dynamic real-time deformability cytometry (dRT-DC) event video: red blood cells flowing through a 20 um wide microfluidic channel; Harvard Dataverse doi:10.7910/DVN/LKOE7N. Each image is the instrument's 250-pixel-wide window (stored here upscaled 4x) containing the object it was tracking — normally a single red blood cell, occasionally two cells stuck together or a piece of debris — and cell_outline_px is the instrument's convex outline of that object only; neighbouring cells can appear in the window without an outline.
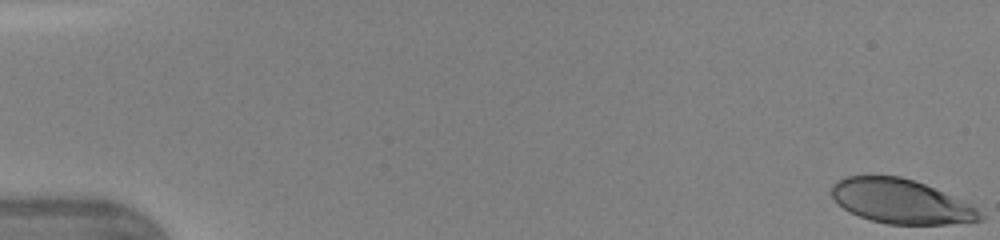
{"species": "human", "species_latin": "Homo sapiens", "temperature_condition": "warm", "stored_images_in_passage": 45, "camera_frame_rate_fps": 3000, "um_per_image_px": 0.085, "donor": {"sex": "female"}, "frame": {"image": 1, "passage_image": 1, "time_ms": 0.0, "image_size_px": [1000, 240], "cell_outline_px": [[984, 220], [948, 224], [888, 224], [872, 220], [860, 216], [844, 208], [832, 196], [832, 184], [836, 180], [848, 176], [900, 176], [924, 184], [964, 200], [972, 204], [984, 216]], "centroid_in_image_um": [76.62, 17.12], "position_along_channel_um": 8.4, "area_um2": 38.03}}
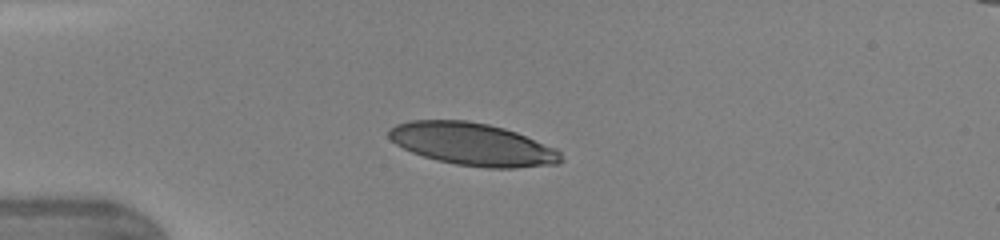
{"frame": {"image": 2, "passage_image": 13, "time_ms": 4.0, "image_size_px": [1000, 240], "cell_outline_px": [[564, 160], [560, 164], [516, 168], [488, 168], [456, 164], [436, 160], [412, 152], [396, 144], [388, 136], [388, 132], [396, 124], [412, 120], [468, 120], [488, 124], [504, 128], [516, 132], [556, 148], [560, 152]], "centroid_in_image_um": [40.21, 12.26], "position_along_channel_um": 44.8, "area_um2": 42.66}}
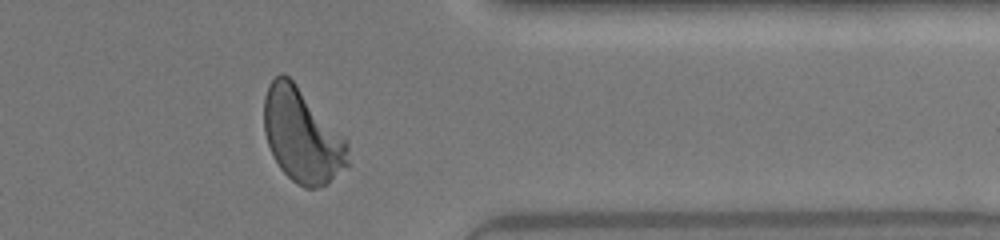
{"frame": {"image": 3, "passage_image": 39, "time_ms": 12.667, "image_size_px": [1000, 240], "cell_outline_px": [[348, 164], [324, 184], [316, 188], [304, 188], [296, 184], [280, 168], [268, 144], [264, 132], [264, 96], [268, 84], [280, 72], [288, 76], [296, 84], [348, 140]], "centroid_in_image_um": [25.66, 11.5], "position_along_channel_um": 385.7, "area_um2": 45.49}, "authors_computed_cell_mechanics": {"area_um2": 44.1014, "velocity_mm_per_s": 4.3378, "shape_relaxation_time_tau1_ms": 2.2987, "shape_relaxation_time_tau2_ms": null, "deformation_change_tau1": 0.1639, "deformation_change_tau2": null}}